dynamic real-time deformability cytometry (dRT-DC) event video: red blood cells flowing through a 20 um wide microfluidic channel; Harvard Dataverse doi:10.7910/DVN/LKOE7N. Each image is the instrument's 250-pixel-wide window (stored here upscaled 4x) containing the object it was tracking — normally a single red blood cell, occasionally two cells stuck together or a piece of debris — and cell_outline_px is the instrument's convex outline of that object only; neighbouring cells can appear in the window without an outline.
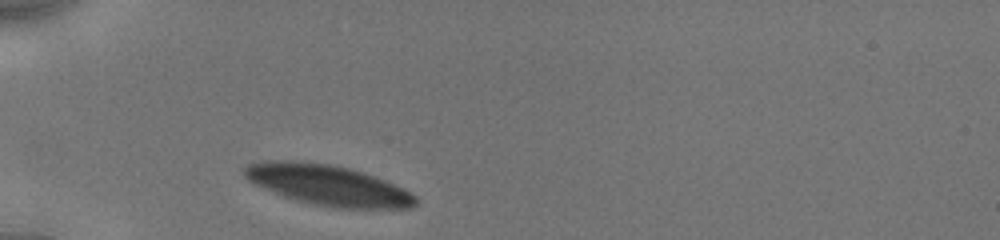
{"species": "human", "species_latin": "Homo sapiens", "temperature_condition": "cold", "stored_images_in_passage": 26, "camera_frame_rate_fps": 3000, "um_per_image_px": 0.085, "donor": {"sex": "male"}, "frame": {"image": 1, "passage_image": 1, "time_ms": 0.0, "image_size_px": [1000, 240], "cell_outline_px": [[416, 204], [408, 208], [336, 208], [312, 204], [296, 200], [284, 196], [252, 184], [244, 176], [244, 168], [248, 164], [264, 160], [292, 160], [332, 164], [348, 168], [384, 180], [416, 196]], "centroid_in_image_um": [27.78, 15.73], "position_along_channel_um": 57.2, "area_um2": 40.06}}
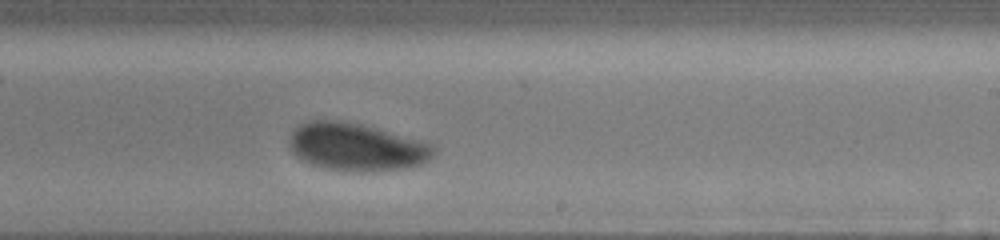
{"frame": {"image": 2, "passage_image": 15, "time_ms": 5.667, "image_size_px": [1000, 240], "cell_outline_px": [[436, 148], [432, 156], [428, 160], [420, 164], [408, 168], [364, 172], [356, 172], [328, 168], [312, 164], [304, 160], [292, 152], [288, 140], [292, 132], [300, 124], [308, 120], [340, 120], [360, 124], [376, 128], [420, 140], [432, 144]], "centroid_in_image_um": [30.3, 12.49], "position_along_channel_um": 258.7, "area_um2": 39.94}}
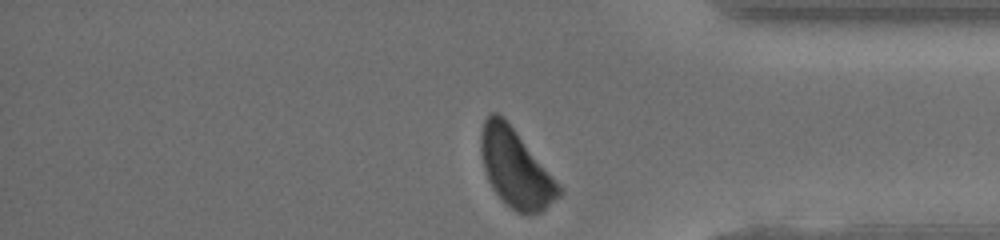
{"frame": {"image": 3, "passage_image": 26, "time_ms": 9.333, "image_size_px": [1000, 240], "cell_outline_px": [[564, 192], [560, 196], [540, 212], [528, 216], [524, 216], [516, 212], [492, 188], [488, 180], [484, 168], [480, 152], [480, 132], [484, 120], [492, 112], [496, 112], [516, 132], [564, 188]], "centroid_in_image_um": [43.84, 14.35], "position_along_channel_um": 391.4, "area_um2": 35.2}, "authors_computed_cell_mechanics": {"area_um2": 40.4022, "velocity_mm_per_s": 3.8653, "shape_relaxation_time_tau1_ms": 1.5605, "shape_relaxation_time_tau2_ms": null, "deformation_change_tau1": 0.0956, "deformation_change_tau2": null}}